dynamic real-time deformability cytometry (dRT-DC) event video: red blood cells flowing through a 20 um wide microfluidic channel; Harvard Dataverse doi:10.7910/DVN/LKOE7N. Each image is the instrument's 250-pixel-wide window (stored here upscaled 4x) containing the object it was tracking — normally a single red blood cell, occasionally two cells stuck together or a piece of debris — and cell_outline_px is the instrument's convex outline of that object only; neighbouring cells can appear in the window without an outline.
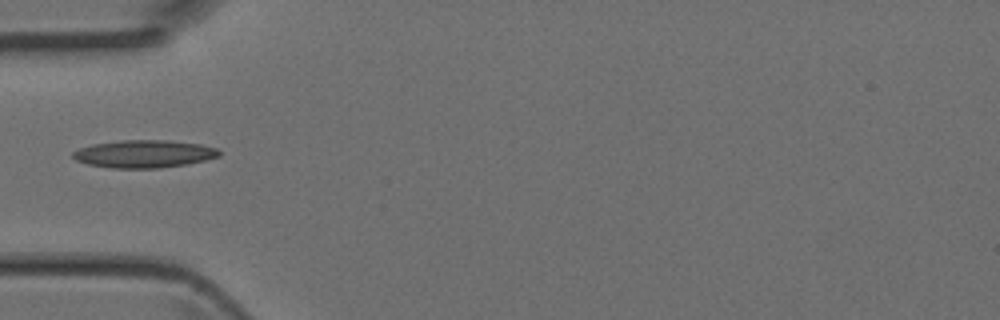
{"species": "Egyptian fruit bat (a non-hibernating species)", "species_latin": "Rousettus aegyptiacus", "temperature_condition": "room temperature", "stored_images_in_passage": 5, "camera_frame_rate_fps": 3000, "um_per_image_px": 0.085, "animal": {"sex": "female"}, "frame": {"image": 1, "passage_image": 4, "time_ms": 1.0, "image_size_px": [1000, 320], "cell_outline_px": [[220, 156], [188, 164], [160, 168], [112, 168], [88, 164], [76, 160], [72, 156], [72, 152], [80, 148], [92, 144], [120, 140], [168, 140], [200, 144], [216, 148], [220, 152]], "centroid_in_image_um": [12.24, 13.08], "position_along_channel_um": 72.8, "area_um2": 23.58}}
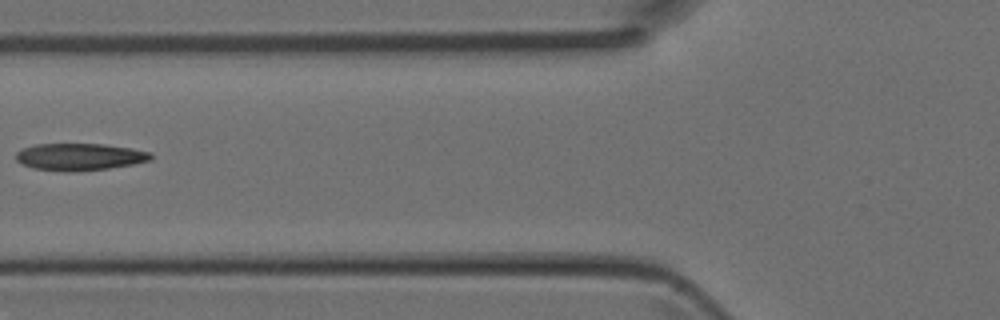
{"frame": {"image": 2, "passage_image": 5, "time_ms": 1.333, "image_size_px": [1000, 320], "cell_outline_px": [[152, 160], [132, 164], [108, 168], [68, 172], [64, 172], [32, 168], [20, 164], [16, 160], [16, 152], [24, 148], [36, 144], [104, 144], [132, 148], [152, 152]], "centroid_in_image_um": [6.76, 13.33], "position_along_channel_um": 119.0, "area_um2": 21.39}}